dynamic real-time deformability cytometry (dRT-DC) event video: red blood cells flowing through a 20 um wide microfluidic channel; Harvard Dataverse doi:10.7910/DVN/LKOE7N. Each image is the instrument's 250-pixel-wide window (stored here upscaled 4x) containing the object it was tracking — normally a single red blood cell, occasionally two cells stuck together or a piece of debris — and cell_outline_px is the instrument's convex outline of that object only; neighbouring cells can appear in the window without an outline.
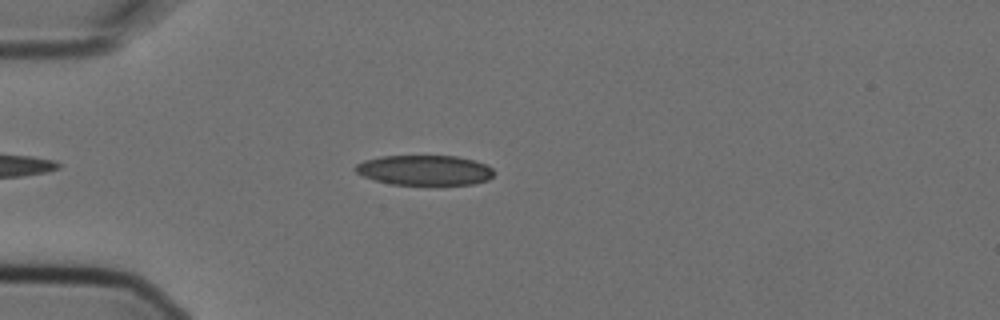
{"species": "Egyptian fruit bat (a non-hibernating species)", "species_latin": "Rousettus aegyptiacus", "temperature_condition": "cold", "stored_images_in_passage": 7, "camera_frame_rate_fps": 3000, "um_per_image_px": 0.085, "animal": {"sex": "female"}, "frame": {"image": 1, "passage_image": 4, "time_ms": 1.0, "image_size_px": [1000, 320], "cell_outline_px": [[496, 172], [488, 180], [472, 184], [392, 184], [376, 180], [364, 176], [356, 172], [352, 168], [356, 164], [364, 160], [380, 156], [456, 156], [472, 160], [484, 164], [492, 168]], "centroid_in_image_um": [36.08, 14.46], "position_along_channel_um": 48.9, "area_um2": 24.1}}
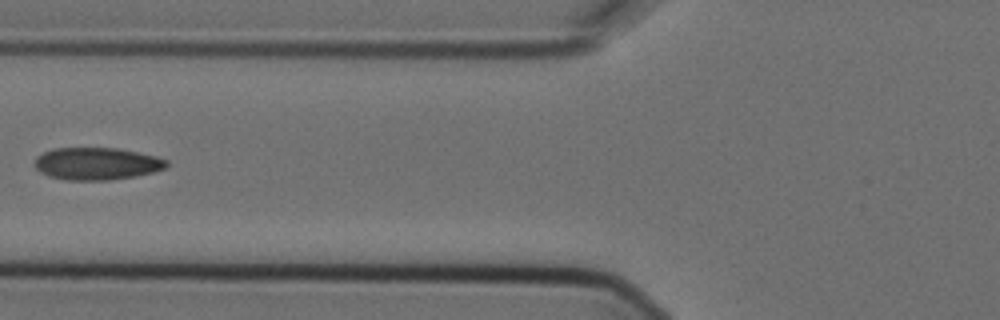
{"frame": {"image": 2, "passage_image": 6, "time_ms": 1.667, "image_size_px": [1000, 320], "cell_outline_px": [[168, 164], [164, 168], [152, 172], [136, 176], [108, 180], [64, 180], [48, 176], [40, 172], [32, 164], [36, 156], [52, 148], [116, 148], [156, 156], [168, 160]], "centroid_in_image_um": [8.17, 13.91], "position_along_channel_um": 117.6, "area_um2": 24.97}}
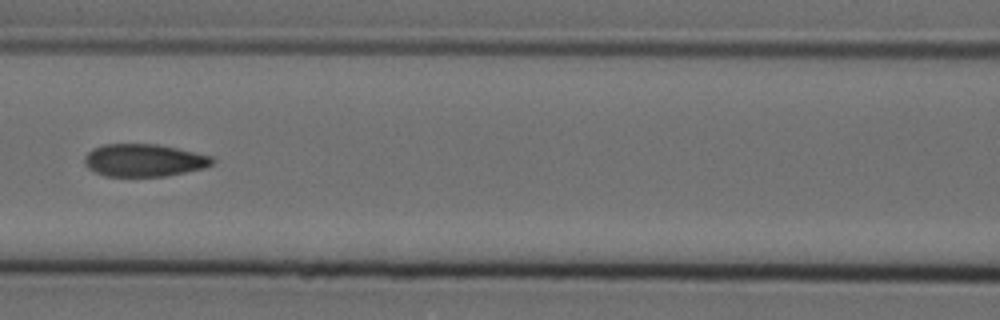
{"frame": {"image": 3, "passage_image": 7, "time_ms": 2.0, "image_size_px": [1000, 320], "cell_outline_px": [[216, 160], [212, 164], [204, 168], [164, 176], [104, 176], [88, 168], [84, 164], [84, 156], [92, 148], [104, 144], [156, 144], [176, 148], [212, 156]], "centroid_in_image_um": [12.21, 13.62], "position_along_channel_um": 154.4, "area_um2": 24.22}}